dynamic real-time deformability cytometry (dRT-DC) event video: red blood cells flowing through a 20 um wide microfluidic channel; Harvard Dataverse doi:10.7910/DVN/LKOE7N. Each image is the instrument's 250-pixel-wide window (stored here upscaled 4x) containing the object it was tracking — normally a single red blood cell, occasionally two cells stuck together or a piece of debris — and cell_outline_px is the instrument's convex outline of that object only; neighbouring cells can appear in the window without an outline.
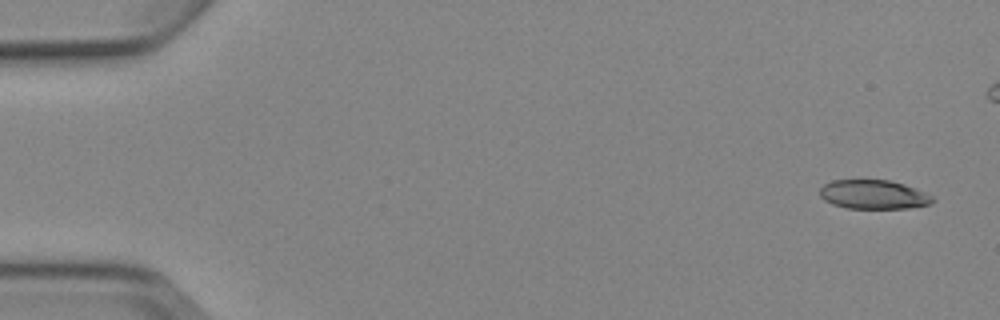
{"species": "Egyptian fruit bat (a non-hibernating species)", "species_latin": "Rousettus aegyptiacus", "temperature_condition": "cold", "stored_images_in_passage": 6, "camera_frame_rate_fps": 3000, "um_per_image_px": 0.085, "animal": {"sex": "female"}, "frame": {"image": 1, "passage_image": 1, "time_ms": 0.0, "image_size_px": [1000, 320], "cell_outline_px": [[936, 200], [932, 204], [908, 208], [848, 208], [832, 204], [824, 200], [820, 196], [820, 188], [824, 184], [832, 180], [888, 180], [904, 184], [916, 188], [932, 196]], "centroid_in_image_um": [74.26, 16.53], "position_along_channel_um": 10.7, "area_um2": 19.13}}